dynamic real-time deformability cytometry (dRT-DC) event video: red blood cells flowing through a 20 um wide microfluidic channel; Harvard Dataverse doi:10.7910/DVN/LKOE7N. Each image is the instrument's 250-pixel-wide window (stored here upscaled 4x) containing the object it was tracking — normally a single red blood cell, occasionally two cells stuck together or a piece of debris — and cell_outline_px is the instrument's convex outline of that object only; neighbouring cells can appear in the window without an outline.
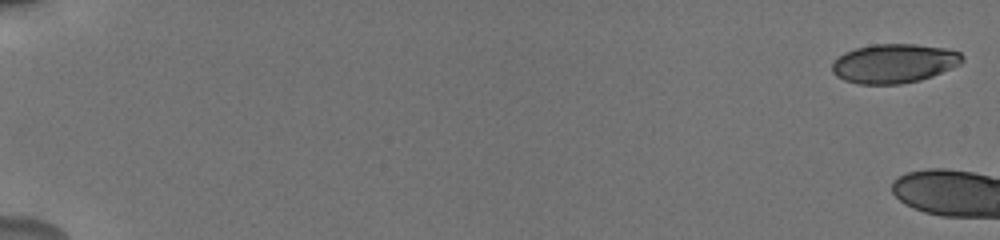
{"species": "human", "species_latin": "Homo sapiens", "temperature_condition": "cold", "stored_images_in_passage": 4, "camera_frame_rate_fps": 3000, "um_per_image_px": 0.085, "donor": {"sex": "male"}, "frame": {"image": 1, "passage_image": 1, "time_ms": 0.0, "image_size_px": [1000, 240], "cell_outline_px": [[964, 60], [960, 64], [952, 68], [932, 76], [920, 80], [900, 84], [856, 84], [844, 80], [836, 76], [832, 72], [832, 64], [844, 52], [856, 48], [872, 44], [916, 44], [944, 48], [960, 52], [964, 56]], "centroid_in_image_um": [76.0, 5.39], "position_along_channel_um": 9.0, "area_um2": 29.77}}